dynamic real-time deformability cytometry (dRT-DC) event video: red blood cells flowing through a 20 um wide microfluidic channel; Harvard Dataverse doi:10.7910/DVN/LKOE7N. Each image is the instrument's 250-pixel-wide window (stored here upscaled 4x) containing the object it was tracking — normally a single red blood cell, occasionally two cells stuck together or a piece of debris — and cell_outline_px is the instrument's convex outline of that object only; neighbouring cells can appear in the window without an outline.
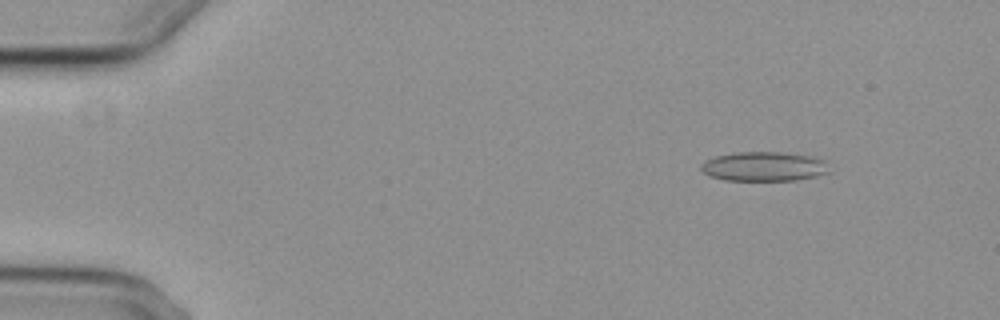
{"species": "common noctule bat (a hibernating species)", "species_latin": "Nyctalus noctula", "temperature_condition": "cold", "stored_images_in_passage": 56, "camera_frame_rate_fps": 3000, "um_per_image_px": 0.085, "animal": {"sex": "female", "body_mass_g": 29.2, "forearm_length_mm": 56.3}, "frame": {"image": 1, "passage_image": 7, "time_ms": 2.0, "image_size_px": [1000, 320], "cell_outline_px": [[832, 172], [816, 176], [796, 180], [724, 180], [708, 176], [700, 168], [700, 164], [704, 160], [716, 156], [736, 152], [784, 152], [808, 156], [824, 160]], "centroid_in_image_um": [64.92, 14.15], "position_along_channel_um": 20.1, "area_um2": 22.08}}
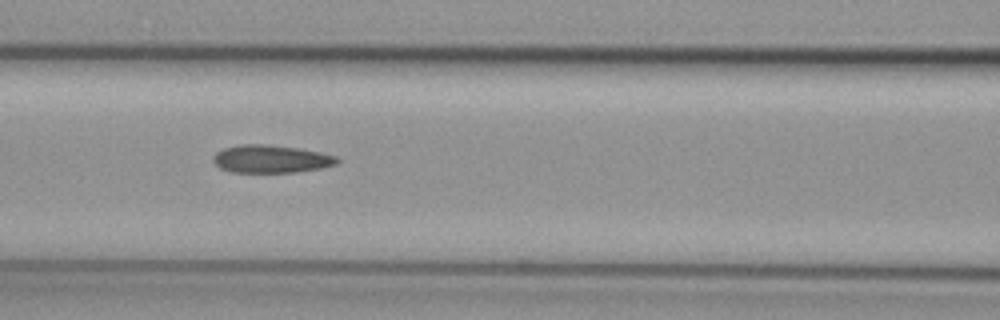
{"frame": {"image": 2, "passage_image": 25, "time_ms": 8.0, "image_size_px": [1000, 320], "cell_outline_px": [[340, 160], [336, 164], [320, 168], [300, 172], [232, 172], [220, 168], [212, 160], [212, 156], [216, 152], [224, 148], [240, 144], [264, 144], [296, 148], [320, 152], [336, 156]], "centroid_in_image_um": [23.02, 13.51], "position_along_channel_um": 143.6, "area_um2": 20.06}}
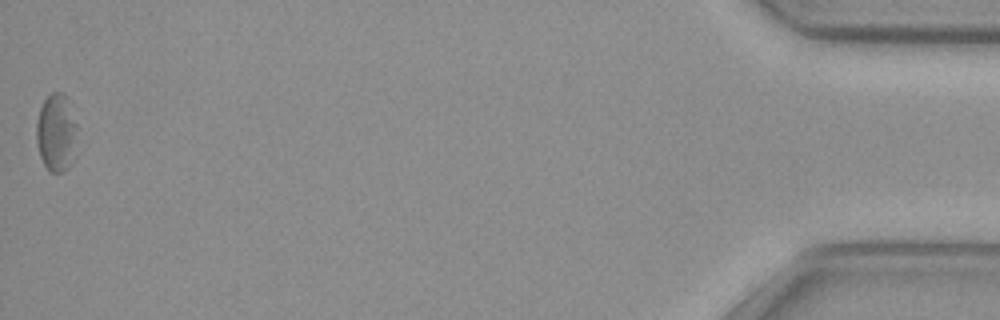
{"frame": {"image": 3, "passage_image": 56, "time_ms": 18.333, "image_size_px": [1000, 320], "cell_outline_px": [[76, 124], [68, 168], [64, 172], [48, 172], [40, 156], [36, 140], [36, 124], [40, 108], [44, 100], [52, 92], [64, 92], [68, 96]], "centroid_in_image_um": [4.73, 11.21], "position_along_channel_um": 430.5, "area_um2": 18.03}, "authors_computed_cell_mechanics": {"area_um2": 20.8369, "velocity_mm_per_s": 3.7036, "shape_relaxation_time_tau1_ms": null, "shape_relaxation_time_tau2_ms": 7.5302, "deformation_change_tau1": null, "deformation_change_tau2": 0.1602}}